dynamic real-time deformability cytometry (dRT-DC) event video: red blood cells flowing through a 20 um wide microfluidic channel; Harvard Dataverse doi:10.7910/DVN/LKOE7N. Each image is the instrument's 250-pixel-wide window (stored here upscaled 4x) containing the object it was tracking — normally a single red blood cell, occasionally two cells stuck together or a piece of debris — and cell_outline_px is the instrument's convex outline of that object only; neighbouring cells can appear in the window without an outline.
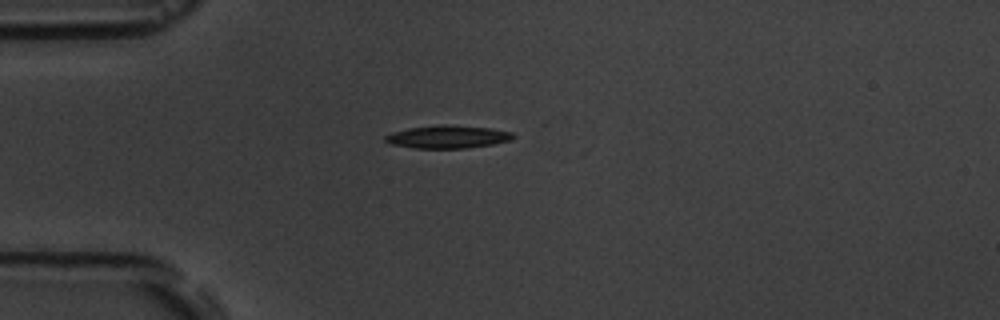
{"species": "common noctule bat (a hibernating species)", "species_latin": "Nyctalus noctula", "temperature_condition": "room temperature", "stored_images_in_passage": 4, "camera_frame_rate_fps": 3000, "um_per_image_px": 0.085, "animal": {"sex": "male", "body_mass_g": 19.5, "forearm_length_mm": 54.6}, "frame": {"image": 1, "passage_image": 1, "time_ms": 0.0, "image_size_px": [1000, 320], "cell_outline_px": [[516, 136], [512, 140], [492, 144], [464, 148], [412, 148], [392, 144], [384, 140], [384, 136], [392, 132], [408, 128], [440, 124], [448, 124], [492, 128], [512, 132]], "centroid_in_image_um": [38.06, 11.62], "position_along_channel_um": 46.9, "area_um2": 17.17}}
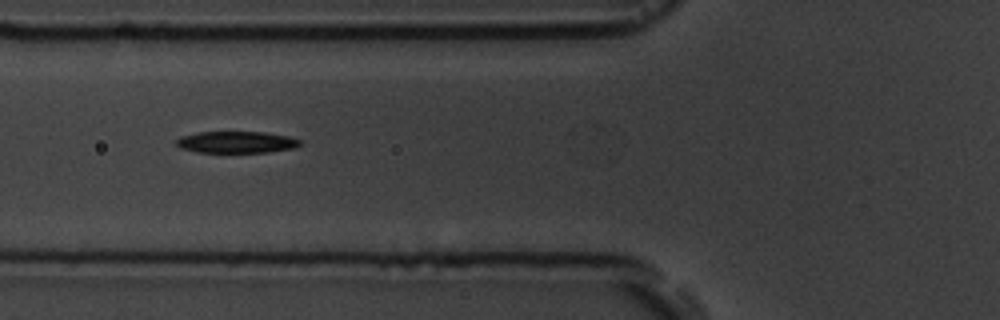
{"frame": {"image": 2, "passage_image": 3, "time_ms": 2.0, "image_size_px": [1000, 320], "cell_outline_px": [[300, 144], [296, 148], [268, 152], [196, 152], [180, 148], [176, 144], [176, 140], [180, 136], [196, 132], [264, 132], [288, 136], [300, 140]], "centroid_in_image_um": [20.07, 12.08], "position_along_channel_um": 105.7, "area_um2": 15.66}}
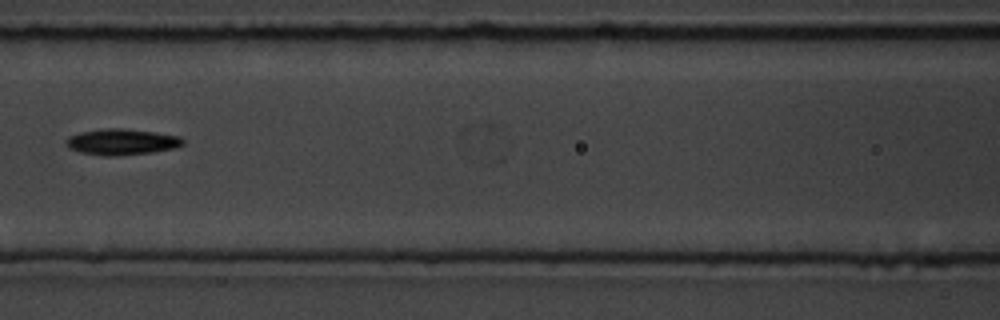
{"frame": {"image": 3, "passage_image": 4, "time_ms": 3.333, "image_size_px": [1000, 320], "cell_outline_px": [[184, 144], [176, 148], [152, 152], [116, 156], [104, 156], [80, 152], [68, 148], [64, 144], [64, 140], [68, 136], [80, 132], [104, 128], [124, 128], [156, 132], [180, 136], [184, 140]], "centroid_in_image_um": [10.32, 12.05], "position_along_channel_um": 156.3, "area_um2": 18.03}}